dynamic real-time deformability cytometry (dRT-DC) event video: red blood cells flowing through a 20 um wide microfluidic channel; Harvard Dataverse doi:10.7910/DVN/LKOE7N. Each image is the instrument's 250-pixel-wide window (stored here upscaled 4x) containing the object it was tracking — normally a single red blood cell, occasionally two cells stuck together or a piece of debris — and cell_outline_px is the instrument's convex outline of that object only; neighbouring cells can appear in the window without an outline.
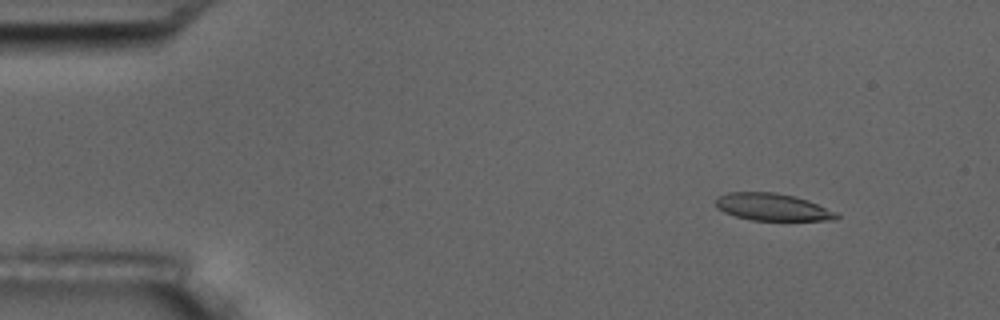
{"species": "common noctule bat (a hibernating species)", "species_latin": "Nyctalus noctula", "temperature_condition": "room temperature", "stored_images_in_passage": 4, "camera_frame_rate_fps": 3000, "um_per_image_px": 0.085, "animal": {"sex": "male", "body_mass_g": 17.5, "forearm_length_mm": 52.3}, "frame": {"image": 1, "passage_image": 2, "time_ms": 1.0, "image_size_px": [1000, 320], "cell_outline_px": [[840, 216], [836, 220], [752, 220], [736, 216], [724, 212], [716, 208], [716, 200], [720, 196], [728, 192], [776, 192], [808, 200], [836, 212]], "centroid_in_image_um": [65.66, 17.6], "position_along_channel_um": 19.3, "area_um2": 19.02}}
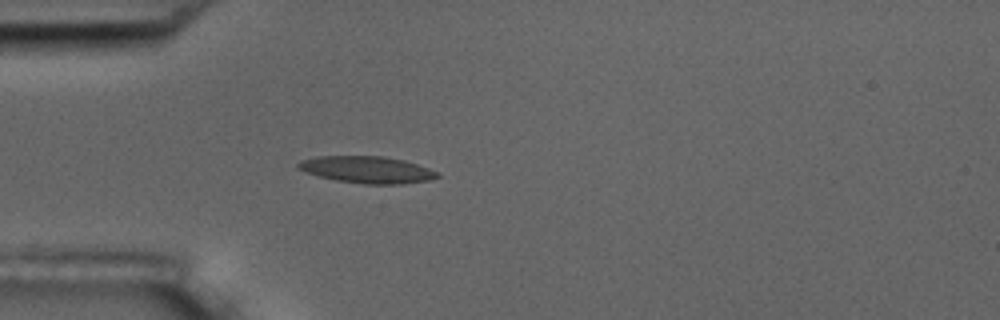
{"frame": {"image": 2, "passage_image": 4, "time_ms": 4.333, "image_size_px": [1000, 320], "cell_outline_px": [[440, 176], [428, 180], [400, 184], [364, 184], [336, 180], [304, 172], [296, 168], [296, 164], [300, 160], [320, 156], [384, 156], [404, 160], [440, 172]], "centroid_in_image_um": [31.18, 14.42], "position_along_channel_um": 53.8, "area_um2": 21.79}}